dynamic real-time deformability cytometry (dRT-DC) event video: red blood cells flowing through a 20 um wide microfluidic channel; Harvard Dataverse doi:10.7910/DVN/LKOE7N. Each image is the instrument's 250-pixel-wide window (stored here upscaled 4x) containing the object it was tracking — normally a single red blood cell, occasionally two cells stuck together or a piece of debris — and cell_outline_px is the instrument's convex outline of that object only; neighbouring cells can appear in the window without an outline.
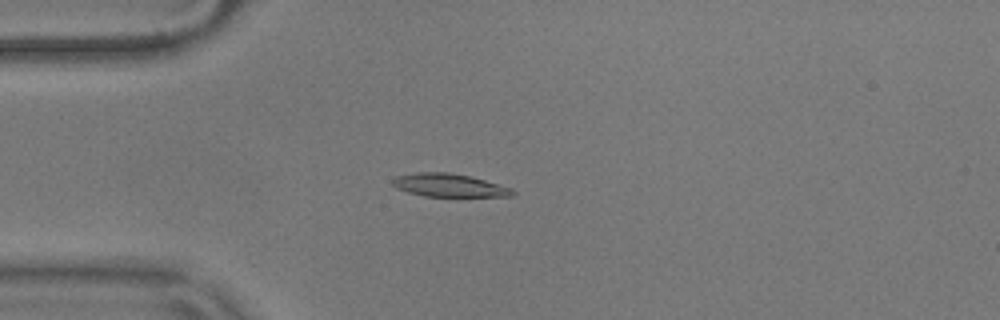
{"species": "common noctule bat (a hibernating species)", "species_latin": "Nyctalus noctula", "temperature_condition": "warm", "stored_images_in_passage": 56, "camera_frame_rate_fps": 3000, "um_per_image_px": 0.085, "animal": {"sex": "male", "body_mass_g": 17.9}, "frame": {"image": 1, "passage_image": 15, "time_ms": 4.667, "image_size_px": [1000, 320], "cell_outline_px": [[516, 192], [512, 196], [424, 196], [408, 192], [396, 188], [392, 184], [392, 180], [396, 176], [416, 172], [448, 172], [472, 176], [512, 188]], "centroid_in_image_um": [38.17, 15.74], "position_along_channel_um": 46.8, "area_um2": 16.18}}
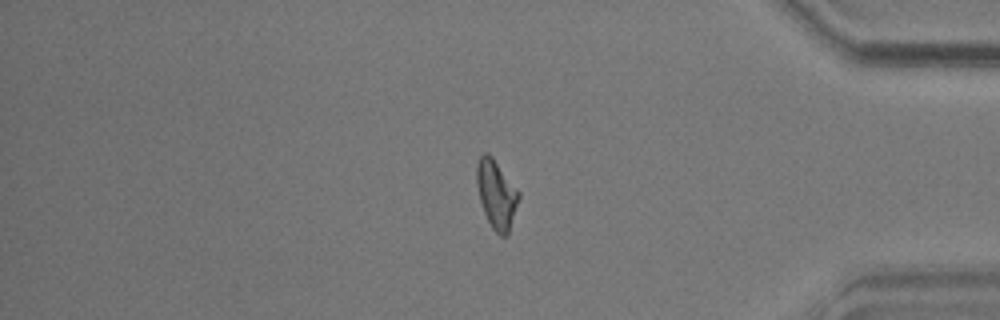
{"frame": {"image": 2, "passage_image": 47, "time_ms": 15.333, "image_size_px": [1000, 320], "cell_outline_px": [[520, 196], [508, 236], [500, 236], [492, 228], [484, 212], [480, 200], [476, 184], [476, 164], [480, 156], [484, 152], [488, 152], [492, 156], [520, 192]], "centroid_in_image_um": [42.19, 16.5], "position_along_channel_um": 393.0, "area_um2": 16.88}}
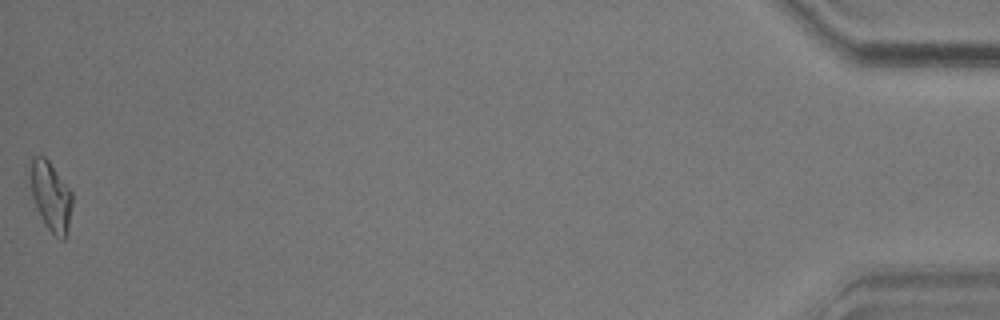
{"frame": {"image": 3, "passage_image": 56, "time_ms": 18.333, "image_size_px": [1000, 320], "cell_outline_px": [[72, 204], [68, 224], [64, 240], [60, 240], [44, 224], [36, 208], [32, 196], [28, 176], [32, 156], [44, 156], [48, 160], [72, 192]], "centroid_in_image_um": [4.28, 16.65], "position_along_channel_um": 430.9, "area_um2": 16.94}, "authors_computed_cell_mechanics": {"area_um2": 16.2707, "velocity_mm_per_s": 3.6293, "shape_relaxation_time_tau1_ms": 9.978, "shape_relaxation_time_tau2_ms": 3.4916, "deformation_change_tau1": 0.248, "deformation_change_tau2": 0.1071}}